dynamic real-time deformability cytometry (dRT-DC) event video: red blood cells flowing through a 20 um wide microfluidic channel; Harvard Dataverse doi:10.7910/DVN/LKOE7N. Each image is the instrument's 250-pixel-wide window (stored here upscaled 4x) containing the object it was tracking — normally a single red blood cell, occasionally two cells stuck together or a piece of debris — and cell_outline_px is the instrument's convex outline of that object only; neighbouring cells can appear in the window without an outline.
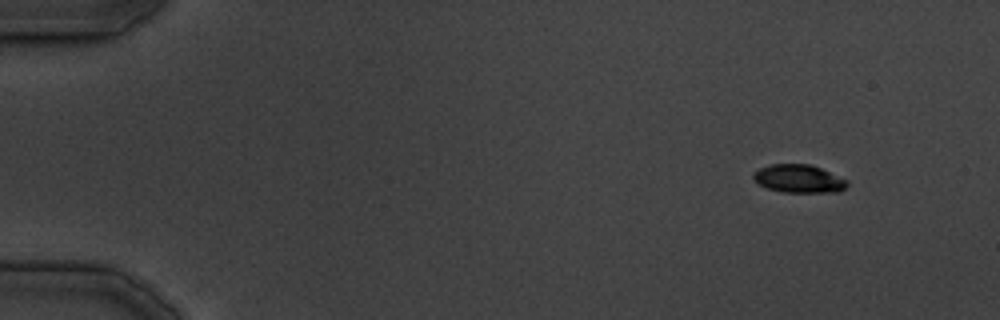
{"species": "common noctule bat (a hibernating species)", "species_latin": "Nyctalus noctula", "temperature_condition": "cold", "stored_images_in_passage": 12, "camera_frame_rate_fps": 3000, "um_per_image_px": 0.085, "animal": {"sex": "male", "body_mass_g": 19.5, "forearm_length_mm": 54.6}, "frame": {"image": 1, "passage_image": 4, "time_ms": 3.667, "image_size_px": [1000, 320], "cell_outline_px": [[848, 184], [840, 192], [784, 192], [768, 188], [760, 184], [752, 176], [752, 172], [760, 168], [772, 164], [808, 164], [820, 168], [848, 180]], "centroid_in_image_um": [67.91, 15.19], "position_along_channel_um": 17.1, "area_um2": 15.2}}